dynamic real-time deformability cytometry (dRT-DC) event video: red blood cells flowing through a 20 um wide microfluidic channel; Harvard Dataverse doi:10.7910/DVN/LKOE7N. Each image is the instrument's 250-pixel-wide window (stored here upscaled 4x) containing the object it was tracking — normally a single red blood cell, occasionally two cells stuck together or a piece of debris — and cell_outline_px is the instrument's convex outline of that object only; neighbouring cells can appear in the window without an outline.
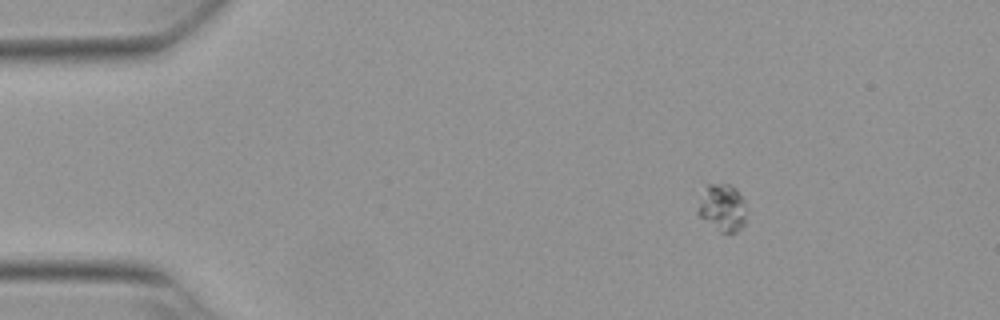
{"species": "Egyptian fruit bat (a non-hibernating species)", "species_latin": "Rousettus aegyptiacus", "temperature_condition": "warm", "stored_images_in_passage": 17, "camera_frame_rate_fps": 3000, "um_per_image_px": 0.085, "animal": {"sex": "female"}, "frame": {"image": 1, "passage_image": 1, "time_ms": 0.0, "image_size_px": [1000, 320], "cell_outline_px": [[744, 224], [736, 232], [720, 232], [700, 216], [696, 212], [696, 208], [704, 184], [728, 184], [736, 188], [744, 200]], "centroid_in_image_um": [61.35, 17.62], "position_along_channel_um": 23.7, "area_um2": 13.35}}
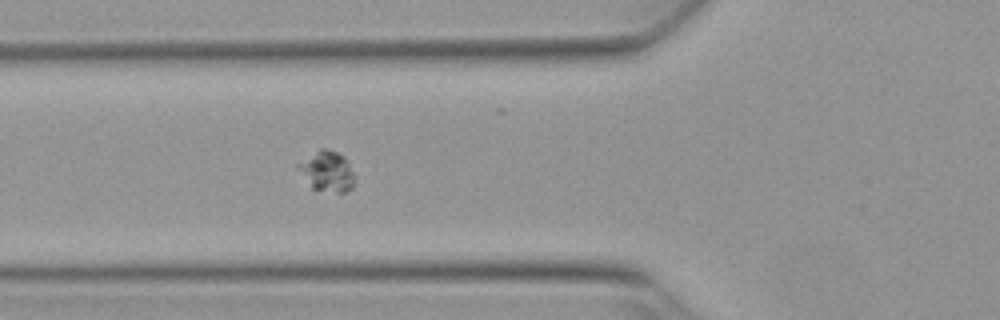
{"frame": {"image": 2, "passage_image": 13, "time_ms": 4.0, "image_size_px": [1000, 320], "cell_outline_px": [[356, 176], [352, 188], [348, 192], [336, 192], [312, 188], [296, 168], [296, 164], [320, 148], [328, 148], [344, 156], [348, 160]], "centroid_in_image_um": [27.83, 14.54], "position_along_channel_um": 98.0, "area_um2": 13.47}}
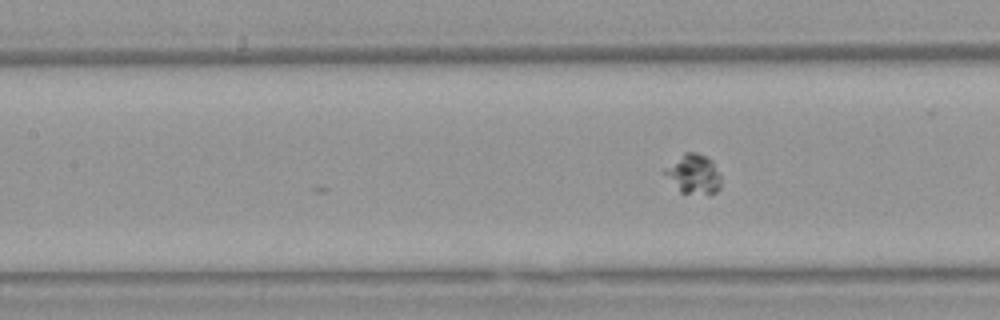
{"frame": {"image": 3, "passage_image": 17, "time_ms": 5.333, "image_size_px": [1000, 320], "cell_outline_px": [[720, 188], [716, 192], [680, 192], [660, 172], [664, 168], [684, 152], [696, 152], [708, 156], [712, 160], [720, 176]], "centroid_in_image_um": [58.9, 14.75], "position_along_channel_um": 148.5, "area_um2": 12.89}}